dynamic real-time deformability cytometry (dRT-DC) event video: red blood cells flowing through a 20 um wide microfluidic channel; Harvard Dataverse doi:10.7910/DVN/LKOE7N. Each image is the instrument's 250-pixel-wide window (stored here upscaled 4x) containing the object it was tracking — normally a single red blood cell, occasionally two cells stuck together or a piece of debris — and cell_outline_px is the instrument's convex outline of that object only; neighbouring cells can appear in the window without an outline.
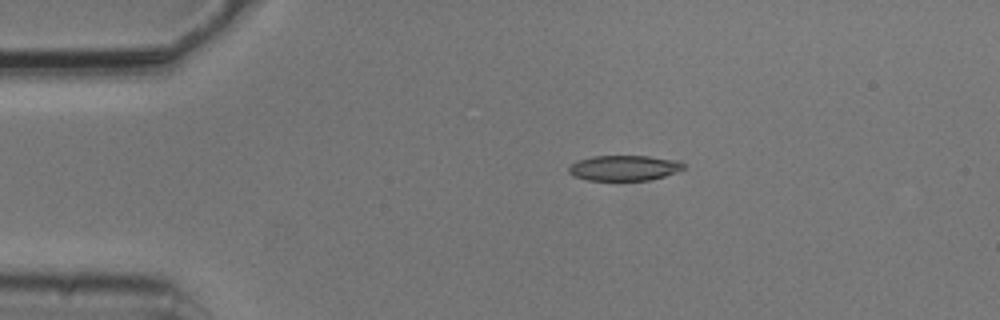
{"species": "common noctule bat (a hibernating species)", "species_latin": "Nyctalus noctula", "temperature_condition": "cold", "stored_images_in_passage": 5, "camera_frame_rate_fps": 3000, "um_per_image_px": 0.085, "animal": {"sex": "male", "body_mass_g": 20.5, "forearm_length_mm": 52.5}, "frame": {"image": 1, "passage_image": 2, "time_ms": 0.333, "image_size_px": [1000, 320], "cell_outline_px": [[684, 168], [676, 172], [664, 176], [648, 180], [588, 180], [572, 176], [568, 172], [568, 168], [572, 164], [580, 160], [592, 156], [648, 156], [680, 160], [684, 164]], "centroid_in_image_um": [53.06, 14.27], "position_along_channel_um": 31.9, "area_um2": 16.94}}
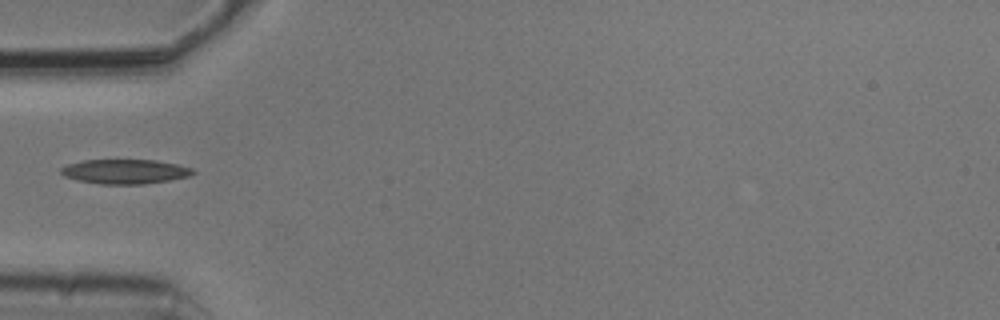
{"frame": {"image": 2, "passage_image": 4, "time_ms": 1.0, "image_size_px": [1000, 320], "cell_outline_px": [[196, 172], [188, 176], [168, 180], [144, 184], [100, 184], [80, 180], [64, 176], [60, 172], [60, 168], [68, 164], [84, 160], [156, 160], [176, 164], [192, 168]], "centroid_in_image_um": [10.62, 14.58], "position_along_channel_um": 74.4, "area_um2": 18.67}}
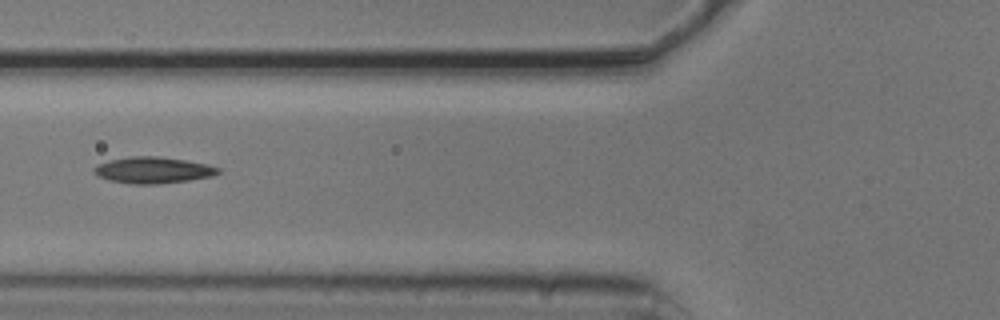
{"frame": {"image": 3, "passage_image": 5, "time_ms": 1.333, "image_size_px": [1000, 320], "cell_outline_px": [[220, 172], [212, 176], [188, 180], [156, 184], [132, 184], [108, 180], [100, 176], [92, 168], [96, 164], [108, 160], [132, 156], [156, 156], [184, 160], [208, 164], [220, 168]], "centroid_in_image_um": [13.0, 14.45], "position_along_channel_um": 112.8, "area_um2": 18.96}}